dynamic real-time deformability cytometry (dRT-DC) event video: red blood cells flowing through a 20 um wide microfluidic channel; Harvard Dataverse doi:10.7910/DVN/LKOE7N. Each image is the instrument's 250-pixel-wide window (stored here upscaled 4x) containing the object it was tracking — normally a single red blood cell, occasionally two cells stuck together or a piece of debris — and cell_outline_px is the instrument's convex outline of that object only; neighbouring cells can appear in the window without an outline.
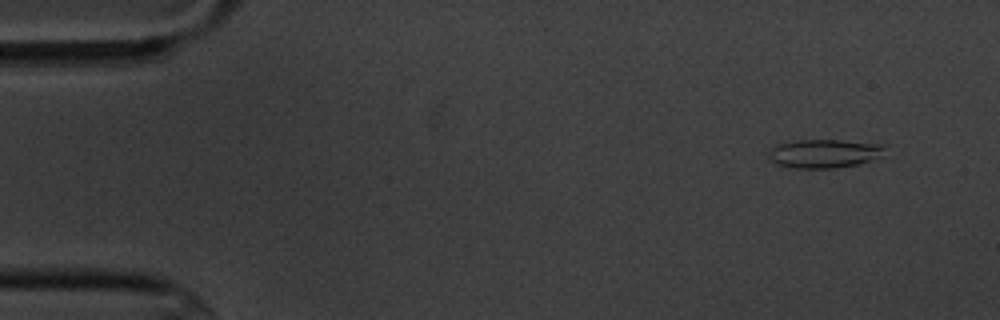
{"species": "common noctule bat (a hibernating species)", "species_latin": "Nyctalus noctula", "temperature_condition": "cold", "stored_images_in_passage": 10, "camera_frame_rate_fps": 3000, "um_per_image_px": 0.085, "animal": {"sex": "male", "body_mass_g": 20.1, "forearm_length_mm": 53.5}, "frame": {"image": 1, "passage_image": 2, "time_ms": 1.333, "image_size_px": [1000, 320], "cell_outline_px": [[884, 148], [876, 156], [868, 160], [856, 164], [836, 168], [792, 168], [776, 164], [768, 156], [768, 152], [772, 148], [780, 144], [796, 140], [840, 140], [884, 144]], "centroid_in_image_um": [69.98, 13.05], "position_along_channel_um": 15.0, "area_um2": 18.96}}
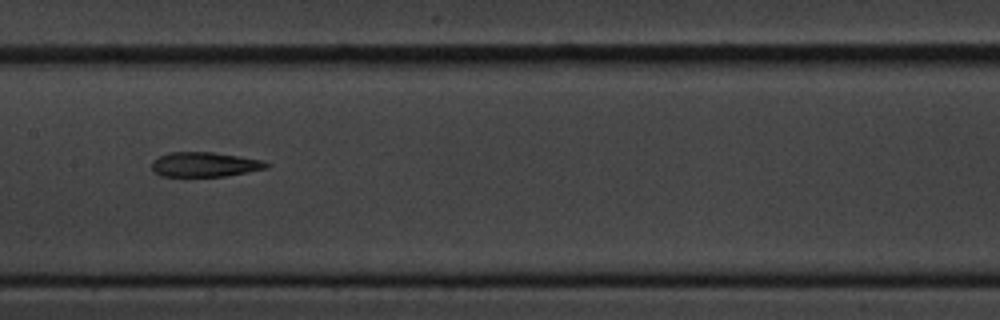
{"frame": {"image": 2, "passage_image": 9, "time_ms": 9.333, "image_size_px": [1000, 320], "cell_outline_px": [[272, 164], [268, 168], [248, 172], [224, 176], [160, 176], [152, 168], [152, 160], [160, 156], [172, 152], [212, 152], [264, 160]], "centroid_in_image_um": [17.45, 13.98], "position_along_channel_um": 190.0, "area_um2": 16.47}}
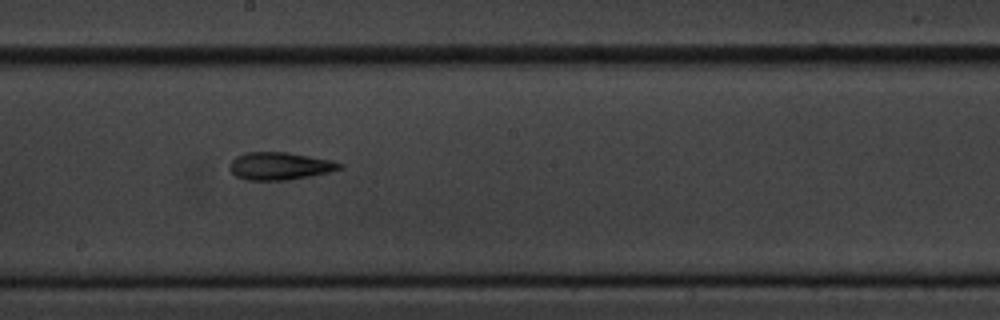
{"frame": {"image": 3, "passage_image": 10, "time_ms": 10.333, "image_size_px": [1000, 320], "cell_outline_px": [[344, 168], [312, 176], [288, 180], [248, 180], [236, 176], [228, 168], [232, 160], [236, 156], [244, 152], [288, 152], [332, 160], [344, 164]], "centroid_in_image_um": [23.8, 14.11], "position_along_channel_um": 224.4, "area_um2": 17.86}}